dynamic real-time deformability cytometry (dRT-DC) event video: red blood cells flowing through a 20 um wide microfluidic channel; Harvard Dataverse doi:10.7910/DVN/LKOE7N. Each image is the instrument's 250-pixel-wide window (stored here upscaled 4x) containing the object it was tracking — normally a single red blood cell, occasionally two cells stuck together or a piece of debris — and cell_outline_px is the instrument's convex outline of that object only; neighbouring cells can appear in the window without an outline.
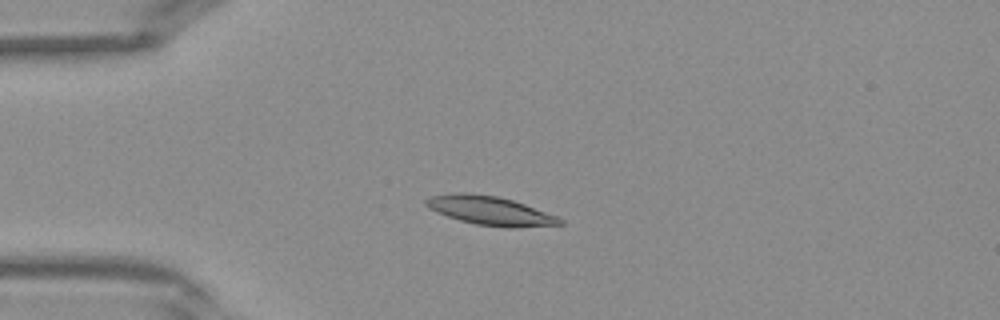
{"species": "Egyptian fruit bat (a non-hibernating species)", "species_latin": "Rousettus aegyptiacus", "temperature_condition": "warm", "stored_images_in_passage": 32, "camera_frame_rate_fps": 3000, "um_per_image_px": 0.085, "frame": {"image": 1, "passage_image": 1, "time_ms": 0.0, "image_size_px": [1000, 320], "cell_outline_px": [[564, 224], [512, 228], [504, 228], [476, 224], [460, 220], [448, 216], [428, 208], [424, 204], [424, 200], [428, 196], [452, 192], [468, 192], [496, 196], [512, 200], [524, 204], [556, 216], [564, 220]], "centroid_in_image_um": [41.62, 17.9], "position_along_channel_um": 43.4, "area_um2": 22.6}}
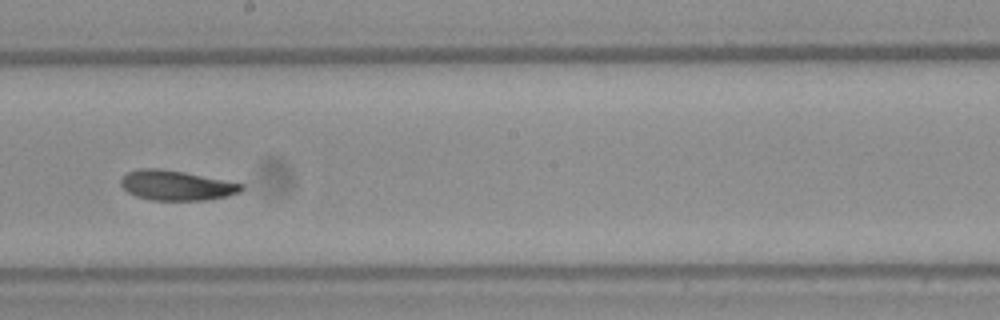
{"frame": {"image": 2, "passage_image": 14, "time_ms": 4.333, "image_size_px": [1000, 320], "cell_outline_px": [[244, 188], [240, 192], [224, 196], [204, 200], [152, 200], [136, 196], [128, 192], [120, 184], [120, 180], [128, 172], [140, 168], [160, 168], [184, 172], [244, 184]], "centroid_in_image_um": [14.97, 15.75], "position_along_channel_um": 233.2, "area_um2": 20.81}}
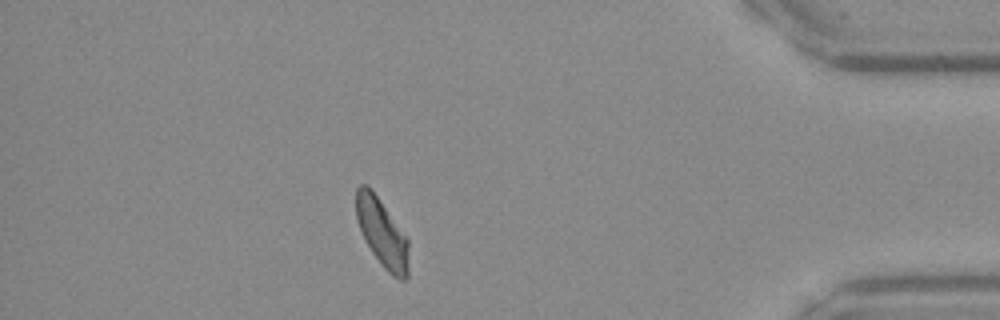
{"frame": {"image": 3, "passage_image": 27, "time_ms": 8.667, "image_size_px": [1000, 320], "cell_outline_px": [[408, 276], [404, 280], [400, 280], [392, 276], [384, 268], [372, 252], [360, 228], [356, 216], [356, 188], [360, 184], [368, 184], [408, 240]], "centroid_in_image_um": [32.47, 19.8], "position_along_channel_um": 402.7, "area_um2": 20.4}}